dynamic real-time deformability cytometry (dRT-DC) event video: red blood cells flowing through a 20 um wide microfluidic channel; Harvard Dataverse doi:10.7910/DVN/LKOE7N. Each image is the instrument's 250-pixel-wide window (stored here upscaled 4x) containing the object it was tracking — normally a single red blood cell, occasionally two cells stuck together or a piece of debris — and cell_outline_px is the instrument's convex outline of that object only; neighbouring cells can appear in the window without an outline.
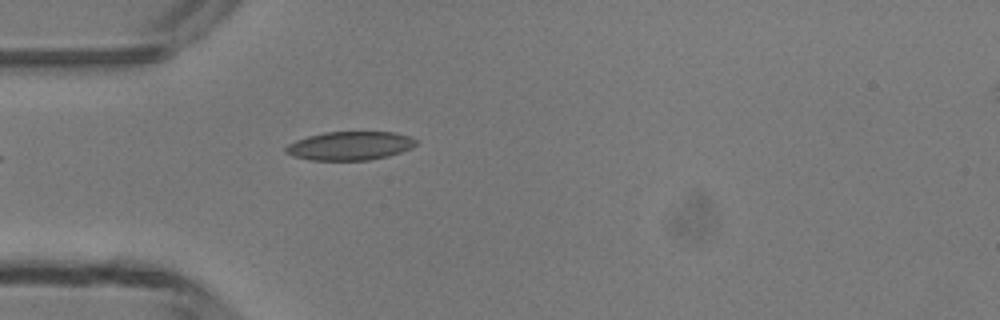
{"species": "common noctule bat (a hibernating species)", "species_latin": "Nyctalus noctula", "temperature_condition": "room temperature", "stored_images_in_passage": 3, "camera_frame_rate_fps": 3000, "um_per_image_px": 0.085, "animal": {"sex": "male", "body_mass_g": 13.3}, "frame": {"image": 1, "passage_image": 3, "time_ms": 2.333, "image_size_px": [1000, 320], "cell_outline_px": [[420, 140], [412, 148], [388, 156], [368, 160], [308, 160], [292, 156], [284, 152], [284, 148], [288, 144], [296, 140], [308, 136], [324, 132], [396, 132], [412, 136]], "centroid_in_image_um": [29.76, 12.39], "position_along_channel_um": 55.2, "area_um2": 22.02}}